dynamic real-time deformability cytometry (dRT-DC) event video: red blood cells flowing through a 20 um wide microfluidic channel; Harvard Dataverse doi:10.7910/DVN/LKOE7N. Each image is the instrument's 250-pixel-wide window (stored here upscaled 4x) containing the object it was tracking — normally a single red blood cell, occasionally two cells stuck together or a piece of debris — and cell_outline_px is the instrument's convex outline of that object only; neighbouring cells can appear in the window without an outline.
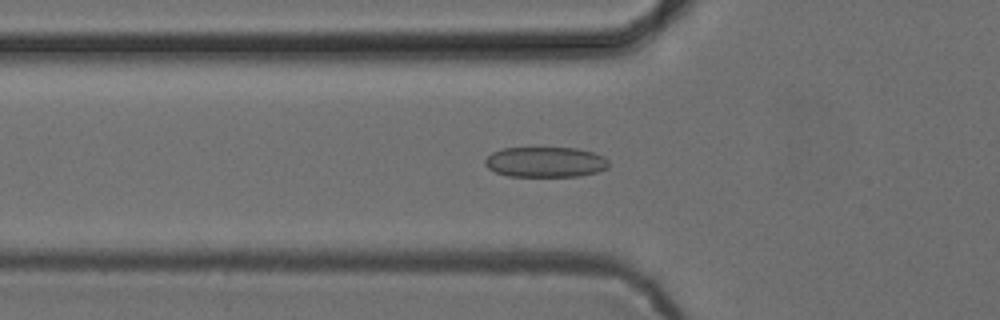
{"species": "common noctule bat (a hibernating species)", "species_latin": "Nyctalus noctula", "temperature_condition": "cold", "stored_images_in_passage": 52, "camera_frame_rate_fps": 3000, "um_per_image_px": 0.085, "animal": {"sex": "female", "body_mass_g": 24.6, "forearm_length_mm": 56.2}, "frame": {"image": 1, "passage_image": 17, "time_ms": 5.333, "image_size_px": [1000, 320], "cell_outline_px": [[608, 168], [596, 172], [580, 176], [508, 176], [496, 172], [488, 168], [484, 164], [484, 160], [492, 152], [504, 148], [576, 148], [592, 152], [604, 156], [608, 160]], "centroid_in_image_um": [46.36, 13.77], "position_along_channel_um": 79.4, "area_um2": 21.85}}
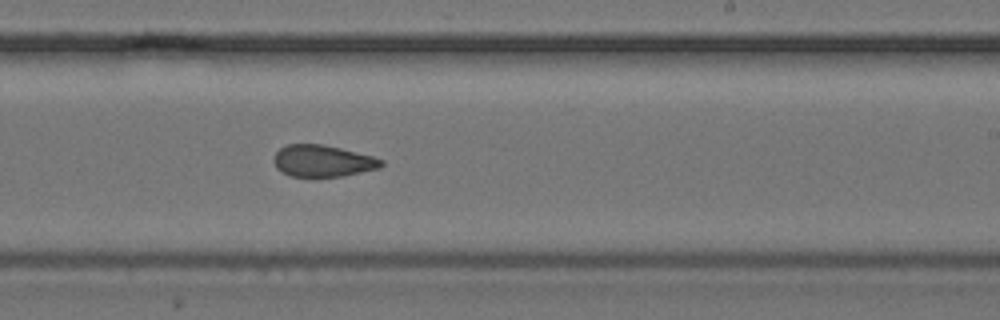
{"frame": {"image": 2, "passage_image": 31, "time_ms": 10.0, "image_size_px": [1000, 320], "cell_outline_px": [[384, 164], [380, 168], [344, 176], [292, 176], [280, 172], [276, 168], [272, 160], [276, 152], [280, 148], [288, 144], [324, 144], [372, 156], [384, 160]], "centroid_in_image_um": [27.42, 13.68], "position_along_channel_um": 261.6, "area_um2": 19.94}}
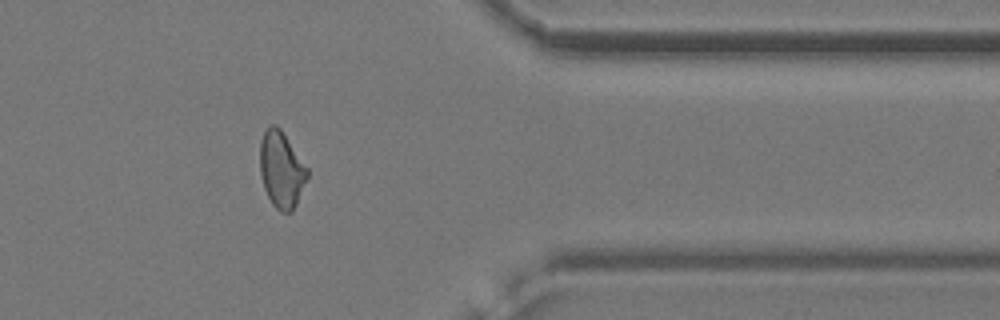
{"frame": {"image": 3, "passage_image": 42, "time_ms": 13.667, "image_size_px": [1000, 320], "cell_outline_px": [[308, 176], [296, 204], [292, 212], [280, 212], [272, 204], [264, 188], [260, 176], [260, 140], [268, 124], [276, 124], [280, 128], [308, 168]], "centroid_in_image_um": [23.9, 14.4], "position_along_channel_um": 387.5, "area_um2": 21.1}, "authors_computed_cell_mechanics": {"area_um2": 21.1548, "velocity_mm_per_s": 3.8782, "shape_relaxation_time_tau1_ms": null, "shape_relaxation_time_tau2_ms": 1.7703, "deformation_change_tau1": null, "deformation_change_tau2": 0.094}}